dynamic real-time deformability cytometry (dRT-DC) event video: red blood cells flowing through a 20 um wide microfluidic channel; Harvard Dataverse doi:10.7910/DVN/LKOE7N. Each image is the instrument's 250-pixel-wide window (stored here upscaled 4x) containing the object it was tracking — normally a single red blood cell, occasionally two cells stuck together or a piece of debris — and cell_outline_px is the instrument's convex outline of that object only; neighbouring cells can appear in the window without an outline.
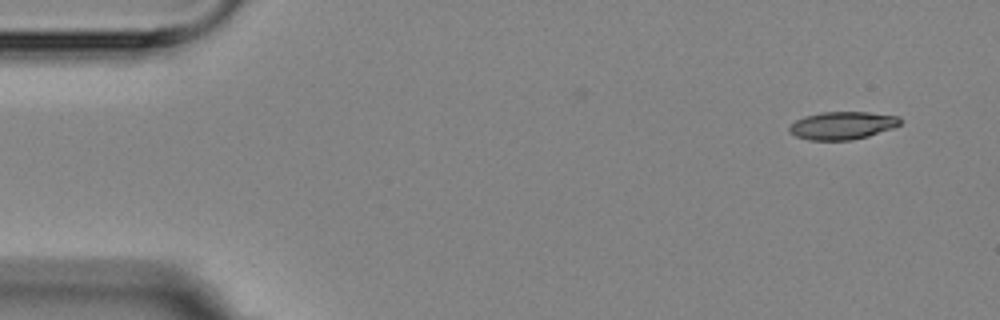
{"species": "Egyptian fruit bat (a non-hibernating species)", "species_latin": "Rousettus aegyptiacus", "temperature_condition": "room temperature", "stored_images_in_passage": 2, "camera_frame_rate_fps": 3000, "um_per_image_px": 0.085, "animal": {"sex": "female"}, "frame": {"image": 1, "passage_image": 2, "time_ms": 1.333, "image_size_px": [1000, 320], "cell_outline_px": [[904, 120], [900, 124], [892, 128], [868, 136], [852, 140], [808, 140], [796, 136], [788, 132], [788, 128], [796, 120], [804, 116], [820, 112], [868, 112], [900, 116]], "centroid_in_image_um": [71.61, 10.66], "position_along_channel_um": 13.4, "area_um2": 18.09}}